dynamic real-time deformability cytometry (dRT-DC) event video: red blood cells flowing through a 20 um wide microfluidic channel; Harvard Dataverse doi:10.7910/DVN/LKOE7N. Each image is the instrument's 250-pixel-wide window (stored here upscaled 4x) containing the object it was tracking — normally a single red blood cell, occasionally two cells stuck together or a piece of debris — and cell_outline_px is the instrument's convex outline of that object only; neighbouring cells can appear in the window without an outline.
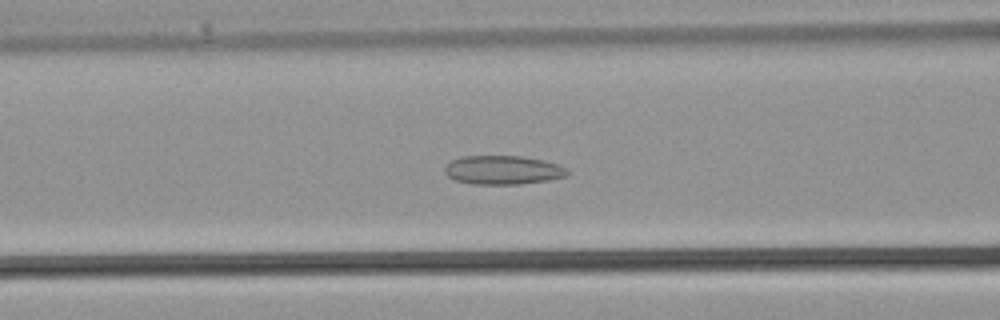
{"species": "common noctule bat (a hibernating species)", "species_latin": "Nyctalus noctula", "temperature_condition": "warm", "stored_images_in_passage": 36, "camera_frame_rate_fps": 3000, "um_per_image_px": 0.085, "animal": {"sex": "male", "body_mass_g": 21.5, "forearm_length_mm": 52.0}, "frame": {"image": 1, "passage_image": 15, "time_ms": 4.667, "image_size_px": [1000, 320], "cell_outline_px": [[568, 176], [548, 180], [520, 184], [472, 184], [456, 180], [448, 176], [444, 172], [444, 168], [452, 160], [460, 156], [524, 156], [544, 160], [568, 168]], "centroid_in_image_um": [42.76, 14.45], "position_along_channel_um": 123.8, "area_um2": 20.69}}
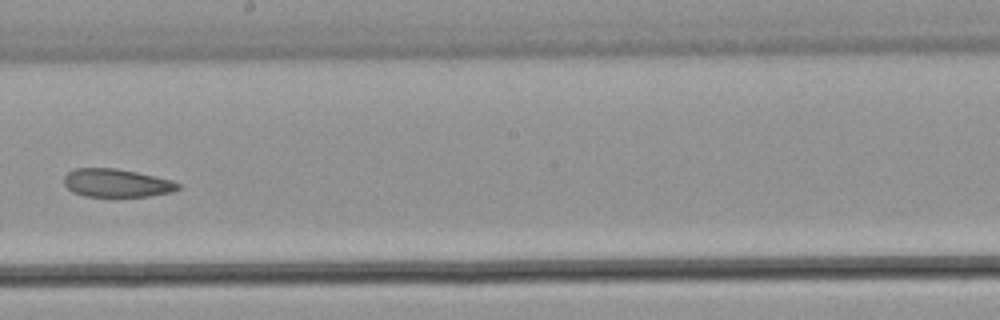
{"frame": {"image": 2, "passage_image": 21, "time_ms": 6.667, "image_size_px": [1000, 320], "cell_outline_px": [[180, 188], [172, 192], [148, 196], [84, 196], [72, 192], [64, 184], [64, 176], [68, 172], [76, 168], [116, 168], [136, 172], [172, 180], [180, 184]], "centroid_in_image_um": [9.9, 15.55], "position_along_channel_um": 238.3, "area_um2": 18.67}}
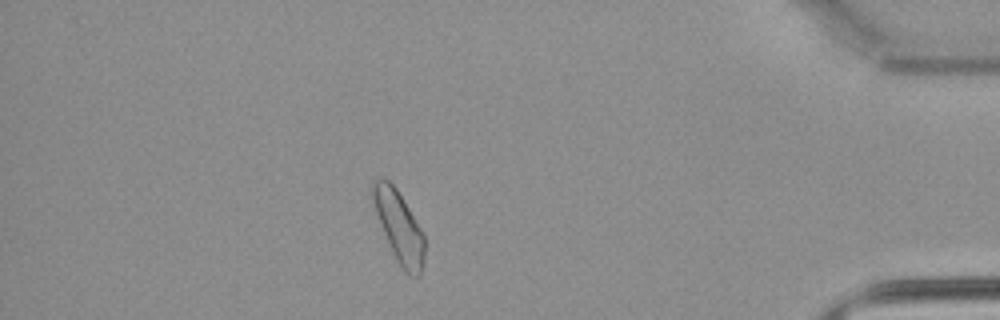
{"frame": {"image": 3, "passage_image": 32, "time_ms": 10.333, "image_size_px": [1000, 320], "cell_outline_px": [[424, 256], [420, 276], [412, 276], [404, 272], [400, 268], [396, 260], [384, 232], [376, 212], [372, 200], [372, 180], [388, 180], [396, 188], [404, 200], [420, 228], [424, 236]], "centroid_in_image_um": [33.93, 19.3], "position_along_channel_um": 401.3, "area_um2": 20.92}}